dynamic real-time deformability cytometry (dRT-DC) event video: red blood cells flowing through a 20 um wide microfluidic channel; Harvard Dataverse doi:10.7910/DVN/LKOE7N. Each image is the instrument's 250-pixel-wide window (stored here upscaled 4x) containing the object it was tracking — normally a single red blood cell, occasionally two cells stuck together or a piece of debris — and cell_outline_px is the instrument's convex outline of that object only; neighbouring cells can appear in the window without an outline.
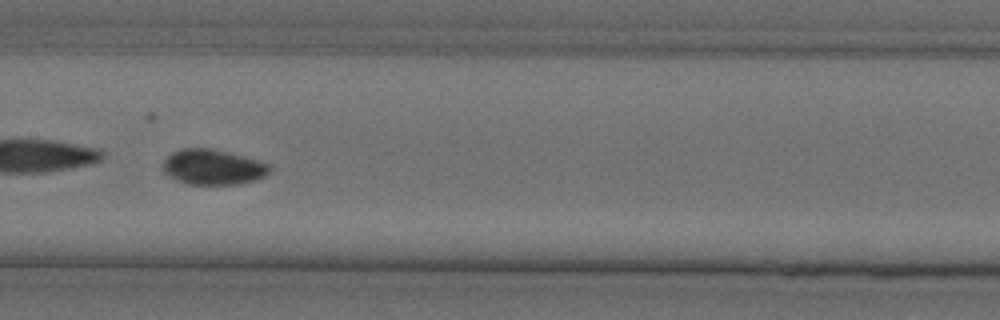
{"species": "Egyptian fruit bat (a non-hibernating species)", "species_latin": "Rousettus aegyptiacus", "temperature_condition": "cold", "stored_images_in_passage": 34, "camera_frame_rate_fps": 3000, "um_per_image_px": 0.085, "animal": {"sex": "female"}, "frame": {"image": 1, "passage_image": 13, "time_ms": 4.0, "image_size_px": [1000, 320], "cell_outline_px": [[272, 168], [264, 176], [252, 180], [236, 184], [188, 184], [164, 172], [160, 164], [172, 152], [180, 148], [212, 148], [244, 156], [268, 164]], "centroid_in_image_um": [18.06, 14.18], "position_along_channel_um": 189.3, "area_um2": 21.68}, "authors_computed_cell_mechanics": {"area_um2": 21.8484, "velocity_mm_per_s": 3.6099, "shape_relaxation_time_tau1_ms": null, "shape_relaxation_time_tau2_ms": 9.3139, "deformation_change_tau1": null, "deformation_change_tau2": 0.054}}